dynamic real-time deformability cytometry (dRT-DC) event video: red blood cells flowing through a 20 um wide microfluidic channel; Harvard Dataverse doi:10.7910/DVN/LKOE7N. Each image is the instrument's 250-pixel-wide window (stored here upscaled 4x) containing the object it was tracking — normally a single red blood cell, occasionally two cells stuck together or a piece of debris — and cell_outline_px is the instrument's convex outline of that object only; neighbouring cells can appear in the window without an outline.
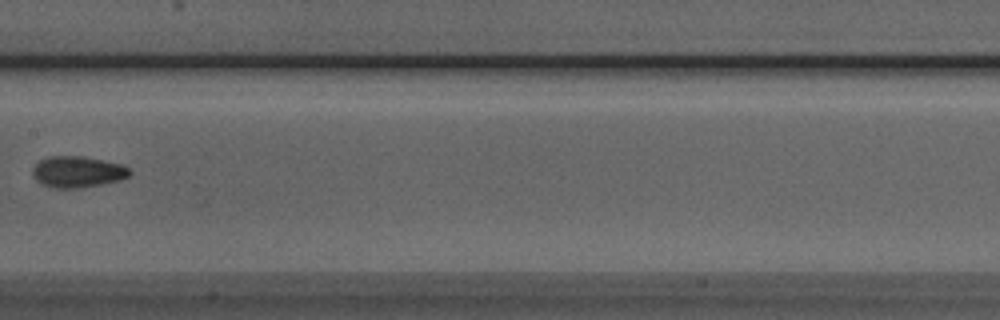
{"species": "Egyptian fruit bat (a non-hibernating species)", "species_latin": "Rousettus aegyptiacus", "temperature_condition": "room temperature", "stored_images_in_passage": 7, "camera_frame_rate_fps": 3000, "um_per_image_px": 0.085, "animal": {"sex": "male"}, "frame": {"image": 1, "passage_image": 6, "time_ms": 6.0, "image_size_px": [1000, 320], "cell_outline_px": [[132, 172], [128, 176], [120, 180], [80, 188], [52, 188], [40, 184], [32, 176], [32, 168], [40, 160], [48, 156], [84, 156], [120, 164], [128, 168]], "centroid_in_image_um": [6.54, 14.61], "position_along_channel_um": 200.9, "area_um2": 17.74}}
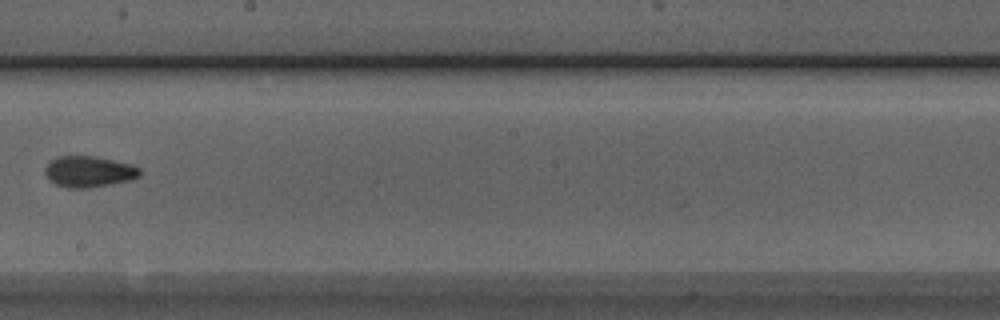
{"frame": {"image": 2, "passage_image": 7, "time_ms": 7.0, "image_size_px": [1000, 320], "cell_outline_px": [[140, 176], [132, 180], [112, 184], [88, 188], [68, 188], [56, 184], [48, 180], [44, 172], [44, 168], [52, 160], [60, 156], [96, 156], [132, 164], [140, 168]], "centroid_in_image_um": [7.57, 14.59], "position_along_channel_um": 240.6, "area_um2": 17.34}}